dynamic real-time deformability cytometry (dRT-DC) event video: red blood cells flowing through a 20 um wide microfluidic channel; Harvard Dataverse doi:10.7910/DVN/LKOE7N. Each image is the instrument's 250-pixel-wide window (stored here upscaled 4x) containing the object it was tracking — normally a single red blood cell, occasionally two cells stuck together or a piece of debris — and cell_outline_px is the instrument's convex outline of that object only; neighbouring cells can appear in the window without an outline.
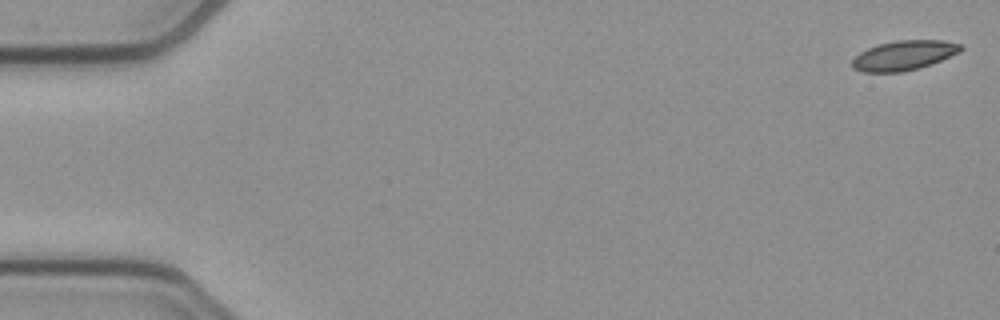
{"species": "common noctule bat (a hibernating species)", "species_latin": "Nyctalus noctula", "temperature_condition": "cold", "stored_images_in_passage": 53, "camera_frame_rate_fps": 3000, "um_per_image_px": 0.085, "animal": {"sex": "female", "body_mass_g": 21.9}, "frame": {"image": 1, "passage_image": 1, "time_ms": 0.0, "image_size_px": [1000, 320], "cell_outline_px": [[964, 48], [960, 52], [932, 64], [920, 68], [904, 72], [864, 72], [852, 68], [852, 60], [860, 52], [868, 48], [880, 44], [896, 40], [944, 40], [960, 44]], "centroid_in_image_um": [76.85, 4.71], "position_along_channel_um": 8.1, "area_um2": 18.84}}
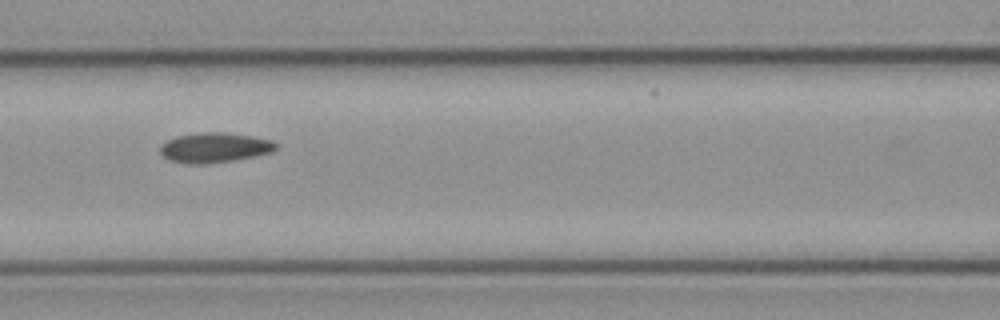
{"frame": {"image": 2, "passage_image": 23, "time_ms": 7.333, "image_size_px": [1000, 320], "cell_outline_px": [[276, 148], [272, 152], [232, 160], [208, 164], [188, 164], [168, 160], [160, 152], [160, 144], [176, 136], [204, 132], [224, 132], [252, 136], [272, 140], [276, 144]], "centroid_in_image_um": [18.2, 12.54], "position_along_channel_um": 148.4, "area_um2": 20.11}}
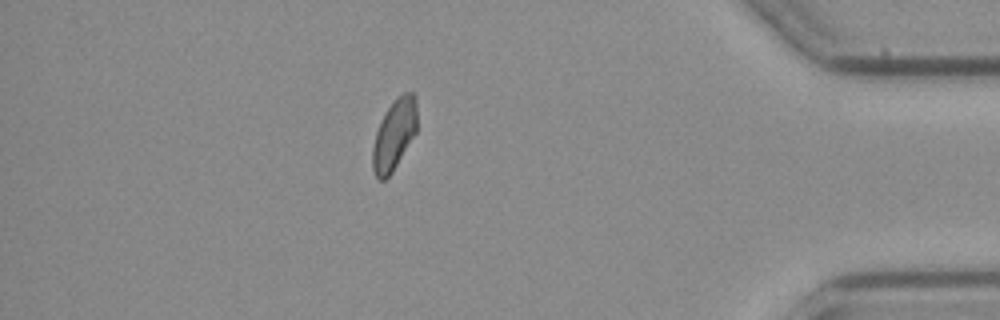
{"frame": {"image": 3, "passage_image": 46, "time_ms": 15.0, "image_size_px": [1000, 320], "cell_outline_px": [[416, 132], [392, 172], [384, 180], [380, 180], [376, 176], [372, 168], [372, 148], [376, 132], [380, 120], [384, 112], [400, 92], [416, 92]], "centroid_in_image_um": [33.5, 11.39], "position_along_channel_um": 401.7, "area_um2": 18.38}, "authors_computed_cell_mechanics": {"area_um2": 19.074, "velocity_mm_per_s": 3.879, "shape_relaxation_time_tau1_ms": null, "shape_relaxation_time_tau2_ms": 5.1494, "deformation_change_tau1": null, "deformation_change_tau2": 0.0754}}